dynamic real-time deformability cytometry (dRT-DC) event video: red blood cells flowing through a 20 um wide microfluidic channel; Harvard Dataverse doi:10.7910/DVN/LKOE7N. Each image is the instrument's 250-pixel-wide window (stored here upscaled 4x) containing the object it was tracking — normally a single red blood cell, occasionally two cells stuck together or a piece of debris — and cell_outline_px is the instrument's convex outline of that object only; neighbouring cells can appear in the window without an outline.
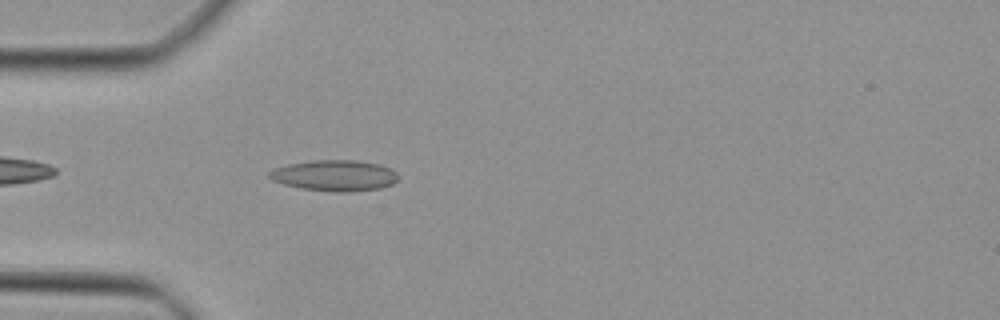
{"species": "Egyptian fruit bat (a non-hibernating species)", "species_latin": "Rousettus aegyptiacus", "temperature_condition": "cold", "stored_images_in_passage": 36, "camera_frame_rate_fps": 3000, "um_per_image_px": 0.085, "animal": {"sex": "female"}, "frame": {"image": 1, "passage_image": 3, "time_ms": 0.667, "image_size_px": [1000, 320], "cell_outline_px": [[396, 180], [392, 184], [380, 188], [348, 192], [336, 192], [300, 188], [284, 184], [272, 180], [268, 176], [268, 172], [272, 168], [288, 164], [312, 160], [356, 160], [380, 164], [396, 172]], "centroid_in_image_um": [28.39, 14.91], "position_along_channel_um": 56.6, "area_um2": 23.24}}
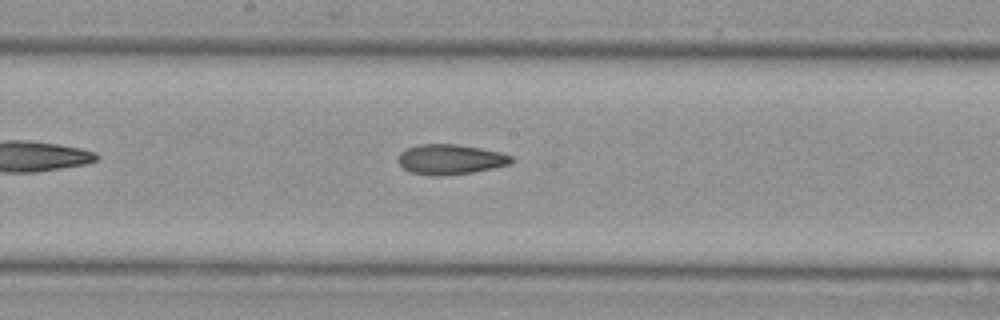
{"frame": {"image": 2, "passage_image": 14, "time_ms": 4.333, "image_size_px": [1000, 320], "cell_outline_px": [[516, 160], [512, 164], [472, 172], [444, 176], [436, 176], [412, 172], [404, 168], [396, 160], [400, 152], [416, 144], [456, 144], [480, 148], [500, 152], [512, 156]], "centroid_in_image_um": [38.3, 13.54], "position_along_channel_um": 209.9, "area_um2": 19.94}}
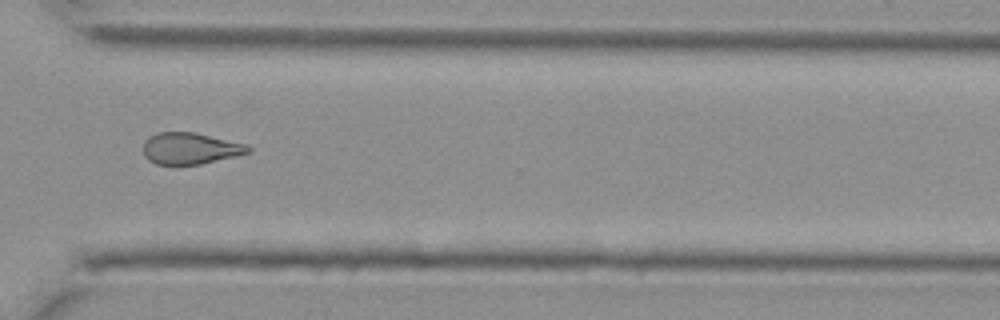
{"frame": {"image": 3, "passage_image": 24, "time_ms": 7.667, "image_size_px": [1000, 320], "cell_outline_px": [[252, 152], [236, 156], [200, 164], [156, 164], [148, 160], [144, 156], [144, 140], [148, 136], [156, 132], [196, 132], [248, 144], [252, 148]], "centroid_in_image_um": [16.19, 12.6], "position_along_channel_um": 354.4, "area_um2": 19.54}}